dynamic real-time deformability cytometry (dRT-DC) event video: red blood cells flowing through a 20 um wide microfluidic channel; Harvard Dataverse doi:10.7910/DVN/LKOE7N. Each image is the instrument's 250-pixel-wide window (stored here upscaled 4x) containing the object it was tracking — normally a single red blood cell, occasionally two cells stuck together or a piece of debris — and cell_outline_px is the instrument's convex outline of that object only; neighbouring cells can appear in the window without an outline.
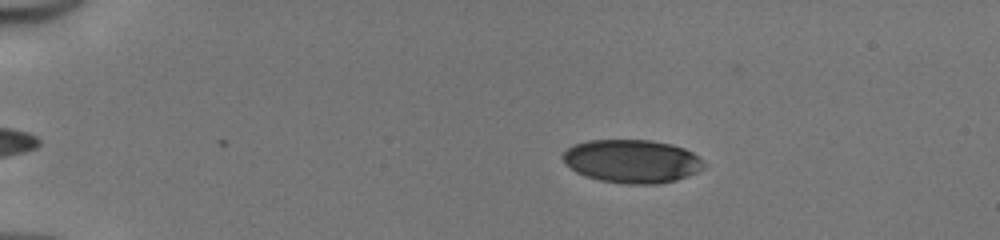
{"species": "human", "species_latin": "Homo sapiens", "temperature_condition": "cold", "stored_images_in_passage": 45, "camera_frame_rate_fps": 3000, "um_per_image_px": 0.085, "donor": {"sex": "male"}, "frame": {"image": 1, "passage_image": 5, "time_ms": 1.333, "image_size_px": [1000, 240], "cell_outline_px": [[704, 168], [688, 176], [676, 180], [660, 184], [628, 184], [600, 180], [584, 176], [576, 172], [560, 156], [572, 144], [588, 140], [648, 140], [672, 144], [684, 148], [692, 152], [704, 164]], "centroid_in_image_um": [53.7, 13.7], "position_along_channel_um": 31.3, "area_um2": 35.55}}
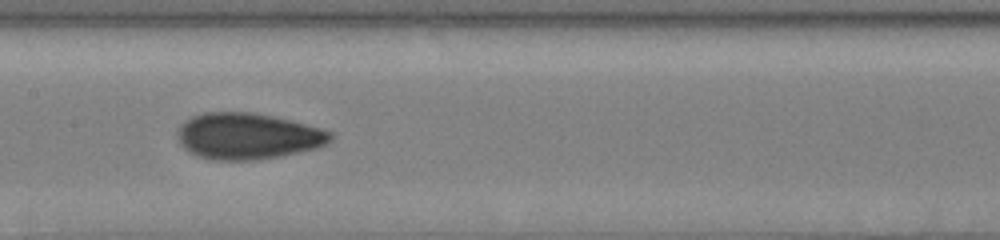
{"frame": {"image": 2, "passage_image": 22, "time_ms": 7.0, "image_size_px": [1000, 240], "cell_outline_px": [[332, 140], [328, 144], [316, 148], [280, 156], [260, 160], [212, 160], [196, 156], [188, 152], [180, 144], [176, 136], [176, 132], [180, 124], [192, 116], [204, 112], [252, 112], [272, 116], [320, 128], [332, 132]], "centroid_in_image_um": [21.01, 11.58], "position_along_channel_um": 186.4, "area_um2": 41.5}}
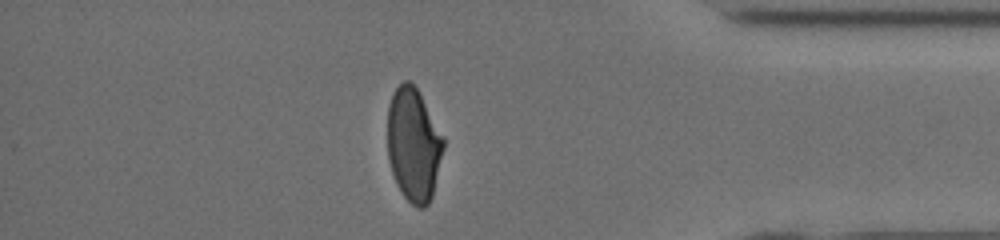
{"frame": {"image": 3, "passage_image": 39, "time_ms": 12.667, "image_size_px": [1000, 240], "cell_outline_px": [[444, 148], [432, 196], [428, 204], [424, 208], [416, 208], [404, 196], [396, 184], [388, 160], [388, 104], [396, 88], [404, 80], [408, 80], [416, 88], [444, 140]], "centroid_in_image_um": [35.13, 12.34], "position_along_channel_um": 400.1, "area_um2": 36.47}, "authors_computed_cell_mechanics": {"area_um2": 38.3214, "velocity_mm_per_s": 4.1812, "shape_relaxation_time_tau1_ms": 4.8061, "shape_relaxation_time_tau2_ms": 1.3303, "deformation_change_tau1": 0.1721, "deformation_change_tau2": 0.0607}}